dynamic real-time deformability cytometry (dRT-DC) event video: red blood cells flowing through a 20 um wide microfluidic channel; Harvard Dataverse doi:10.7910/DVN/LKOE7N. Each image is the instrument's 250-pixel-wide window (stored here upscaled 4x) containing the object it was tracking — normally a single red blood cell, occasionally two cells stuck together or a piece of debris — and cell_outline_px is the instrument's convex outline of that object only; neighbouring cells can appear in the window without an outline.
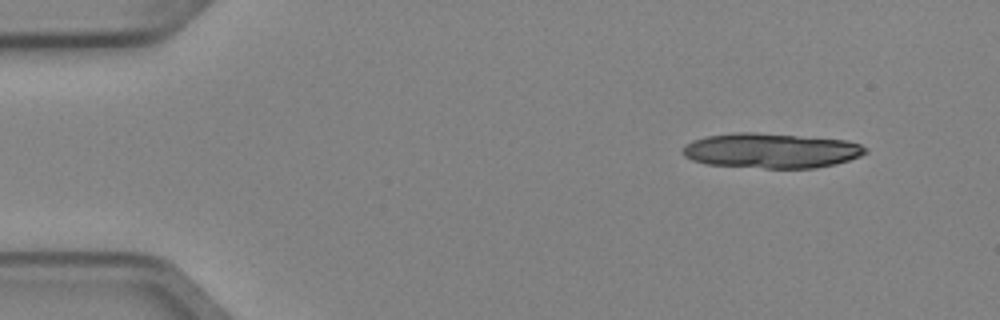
{"species": "Egyptian fruit bat (a non-hibernating species)", "species_latin": "Rousettus aegyptiacus", "temperature_condition": "cold", "stored_images_in_passage": 3, "camera_frame_rate_fps": 3000, "um_per_image_px": 0.085, "animal": {"sex": "female"}, "frame": {"image": 1, "passage_image": 1, "time_ms": 0.0, "image_size_px": [1000, 320], "cell_outline_px": [[868, 152], [860, 156], [836, 164], [816, 168], [764, 168], [708, 164], [692, 160], [684, 156], [684, 144], [692, 140], [708, 136], [736, 132], [756, 132], [848, 140], [860, 144], [868, 148]], "centroid_in_image_um": [65.58, 12.8], "position_along_channel_um": 19.4, "area_um2": 37.28}}